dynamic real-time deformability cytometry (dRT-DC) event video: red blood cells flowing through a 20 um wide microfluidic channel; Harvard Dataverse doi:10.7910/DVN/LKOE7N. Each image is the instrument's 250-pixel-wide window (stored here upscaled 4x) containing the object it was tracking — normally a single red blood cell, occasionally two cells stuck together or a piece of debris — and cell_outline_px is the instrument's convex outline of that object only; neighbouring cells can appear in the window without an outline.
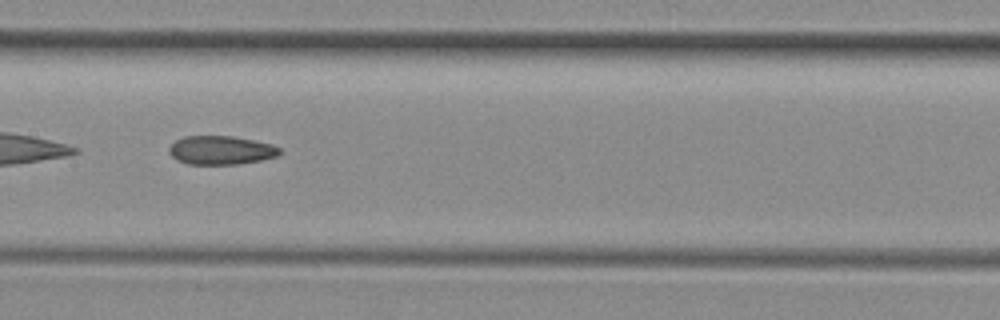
{"species": "common noctule bat (a hibernating species)", "species_latin": "Nyctalus noctula", "temperature_condition": "room temperature", "stored_images_in_passage": 33, "camera_frame_rate_fps": 3000, "um_per_image_px": 0.085, "animal": {"sex": "female", "body_mass_g": 29.2, "forearm_length_mm": 56.3}, "frame": {"image": 1, "passage_image": 10, "time_ms": 3.0, "image_size_px": [1000, 320], "cell_outline_px": [[284, 152], [276, 156], [260, 160], [236, 164], [188, 164], [176, 160], [168, 152], [168, 148], [176, 140], [184, 136], [232, 136], [272, 144], [280, 148]], "centroid_in_image_um": [18.77, 12.76], "position_along_channel_um": 188.6, "area_um2": 18.5}}
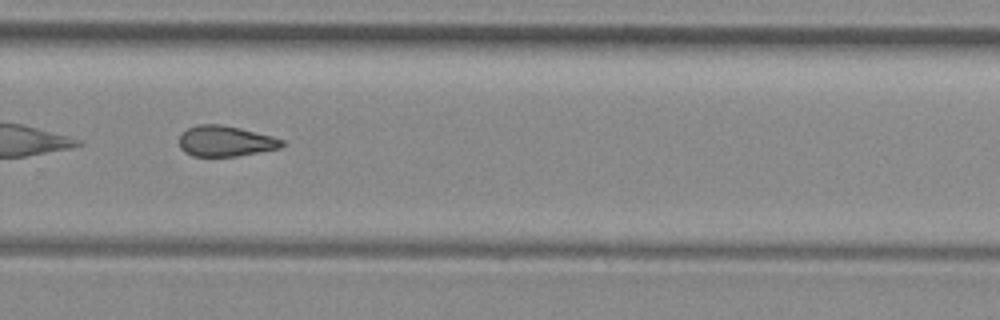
{"frame": {"image": 2, "passage_image": 19, "time_ms": 6.0, "image_size_px": [1000, 320], "cell_outline_px": [[284, 144], [280, 148], [236, 156], [192, 156], [184, 152], [180, 148], [180, 132], [196, 124], [220, 124], [240, 128], [272, 136], [284, 140]], "centroid_in_image_um": [19.13, 11.99], "position_along_channel_um": 310.7, "area_um2": 18.38}, "authors_computed_cell_mechanics": {"area_um2": 18.8428, "velocity_mm_per_s": 4.0925, "shape_relaxation_time_tau1_ms": null, "shape_relaxation_time_tau2_ms": 5.6431, "deformation_change_tau1": null, "deformation_change_tau2": 0.1445}}